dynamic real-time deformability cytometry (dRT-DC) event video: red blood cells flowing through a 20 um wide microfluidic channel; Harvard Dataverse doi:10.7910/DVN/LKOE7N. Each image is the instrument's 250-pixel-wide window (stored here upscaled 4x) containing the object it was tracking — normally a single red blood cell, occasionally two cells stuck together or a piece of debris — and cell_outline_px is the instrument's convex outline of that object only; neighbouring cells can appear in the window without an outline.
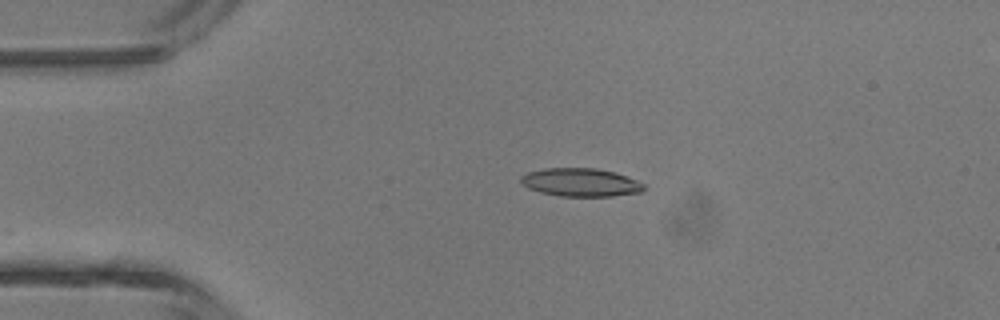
{"species": "common noctule bat (a hibernating species)", "species_latin": "Nyctalus noctula", "temperature_condition": "room temperature", "stored_images_in_passage": 37, "camera_frame_rate_fps": 3000, "um_per_image_px": 0.085, "animal": {"sex": "male", "body_mass_g": 13.3}, "frame": {"image": 1, "passage_image": 1, "time_ms": 0.0, "image_size_px": [1000, 320], "cell_outline_px": [[644, 188], [640, 192], [612, 196], [560, 196], [540, 192], [528, 188], [520, 184], [520, 176], [528, 172], [544, 168], [596, 168], [616, 172], [636, 180], [644, 184]], "centroid_in_image_um": [49.31, 15.49], "position_along_channel_um": 35.7, "area_um2": 20.29}}
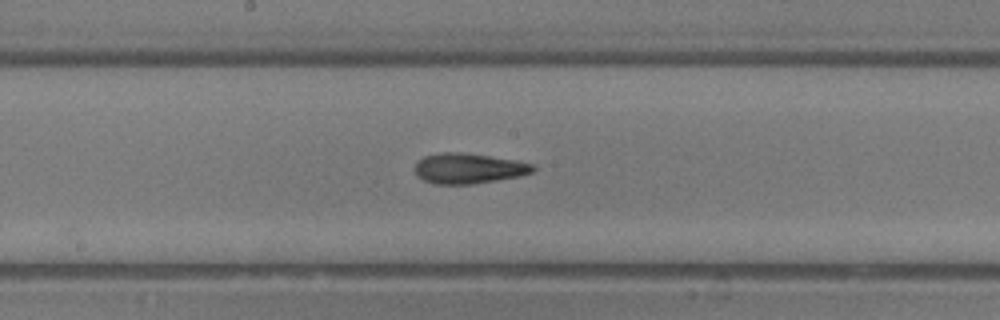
{"frame": {"image": 2, "passage_image": 15, "time_ms": 4.667, "image_size_px": [1000, 320], "cell_outline_px": [[536, 168], [532, 172], [520, 176], [472, 184], [436, 184], [424, 180], [416, 176], [416, 164], [424, 156], [444, 152], [460, 152], [516, 160], [536, 164]], "centroid_in_image_um": [39.86, 14.31], "position_along_channel_um": 208.3, "area_um2": 20.75}}
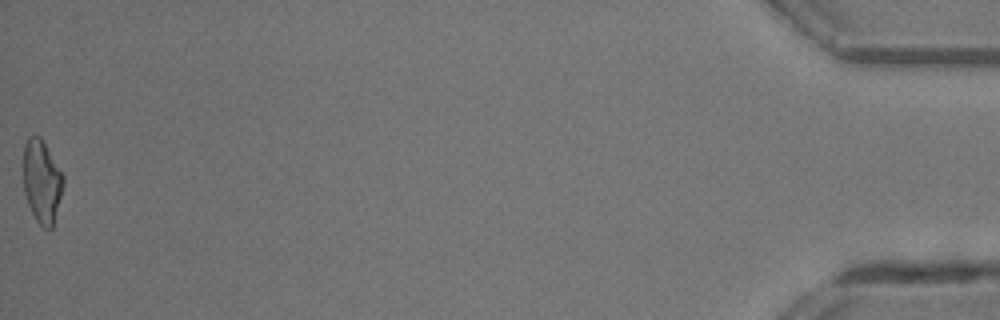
{"frame": {"image": 3, "passage_image": 37, "time_ms": 12.0, "image_size_px": [1000, 320], "cell_outline_px": [[64, 184], [52, 228], [44, 228], [36, 220], [28, 204], [24, 192], [24, 144], [28, 136], [40, 136], [64, 176]], "centroid_in_image_um": [3.56, 15.41], "position_along_channel_um": 431.6, "area_um2": 19.07}}